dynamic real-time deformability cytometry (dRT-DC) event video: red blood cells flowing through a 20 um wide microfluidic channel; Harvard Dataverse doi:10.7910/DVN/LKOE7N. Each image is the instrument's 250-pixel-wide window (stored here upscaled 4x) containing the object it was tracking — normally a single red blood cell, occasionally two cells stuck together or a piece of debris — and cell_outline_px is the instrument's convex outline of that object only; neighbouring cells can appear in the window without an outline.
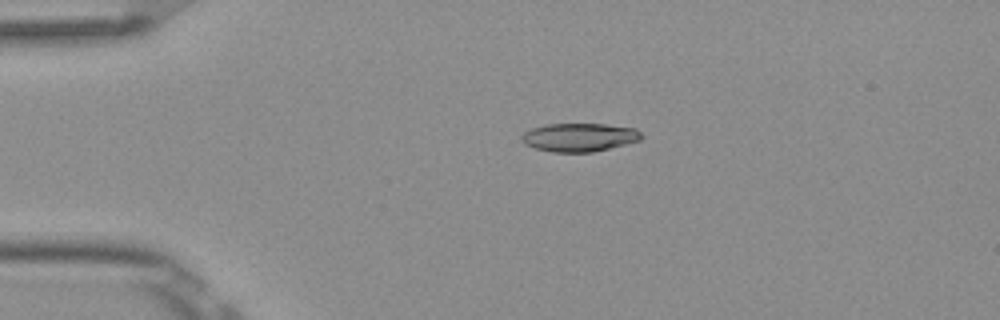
{"species": "Egyptian fruit bat (a non-hibernating species)", "species_latin": "Rousettus aegyptiacus", "temperature_condition": "room temperature", "stored_images_in_passage": 2, "camera_frame_rate_fps": 3000, "um_per_image_px": 0.085, "frame": {"image": 1, "passage_image": 1, "time_ms": 0.0, "image_size_px": [1000, 320], "cell_outline_px": [[644, 136], [640, 140], [592, 152], [552, 152], [536, 148], [524, 144], [520, 140], [520, 136], [524, 132], [532, 128], [548, 124], [604, 124], [636, 128]], "centroid_in_image_um": [49.22, 11.66], "position_along_channel_um": 35.8, "area_um2": 19.77}}